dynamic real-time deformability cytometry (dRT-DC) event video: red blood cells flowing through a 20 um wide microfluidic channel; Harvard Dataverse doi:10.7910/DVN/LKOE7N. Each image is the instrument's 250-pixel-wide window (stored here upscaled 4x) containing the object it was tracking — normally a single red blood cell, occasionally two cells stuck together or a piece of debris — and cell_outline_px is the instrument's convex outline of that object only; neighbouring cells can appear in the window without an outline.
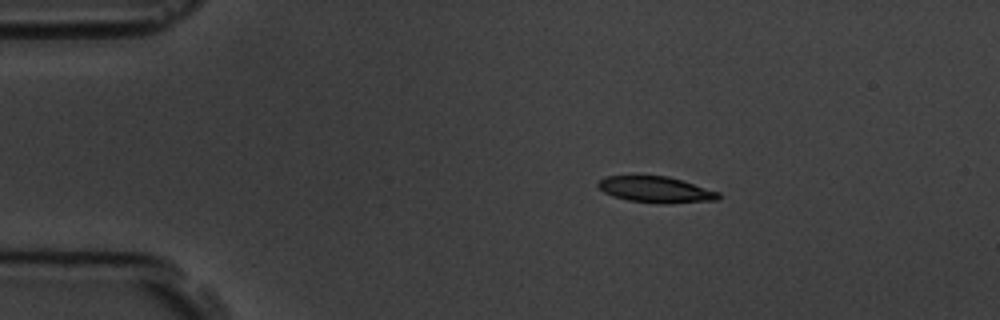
{"species": "common noctule bat (a hibernating species)", "species_latin": "Nyctalus noctula", "temperature_condition": "room temperature", "stored_images_in_passage": 14, "camera_frame_rate_fps": 3000, "um_per_image_px": 0.085, "animal": {"sex": "male", "body_mass_g": 19.5, "forearm_length_mm": 54.6}, "frame": {"image": 1, "passage_image": 2, "time_ms": 2.0, "image_size_px": [1000, 320], "cell_outline_px": [[720, 196], [716, 200], [664, 204], [660, 204], [628, 200], [604, 192], [596, 184], [604, 176], [668, 176], [720, 192]], "centroid_in_image_um": [55.75, 16.12], "position_along_channel_um": 29.2, "area_um2": 18.15}}
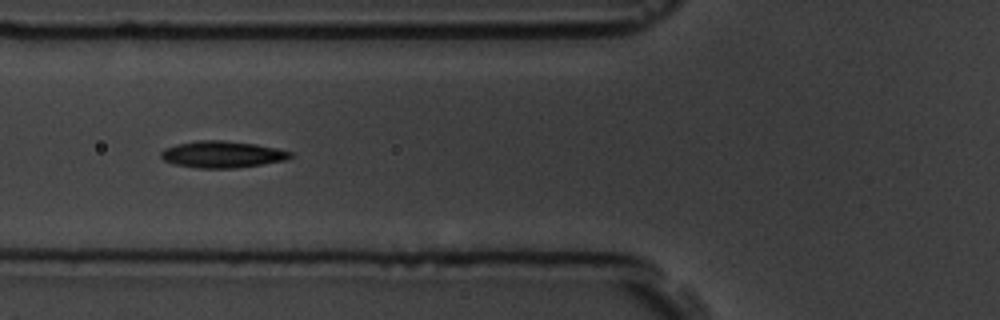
{"frame": {"image": 2, "passage_image": 5, "time_ms": 5.667, "image_size_px": [1000, 320], "cell_outline_px": [[292, 156], [284, 160], [236, 168], [200, 168], [172, 164], [164, 160], [160, 156], [160, 152], [164, 148], [176, 144], [196, 140], [220, 140], [256, 144], [276, 148], [292, 152]], "centroid_in_image_um": [18.83, 13.11], "position_along_channel_um": 107.0, "area_um2": 20.06}}
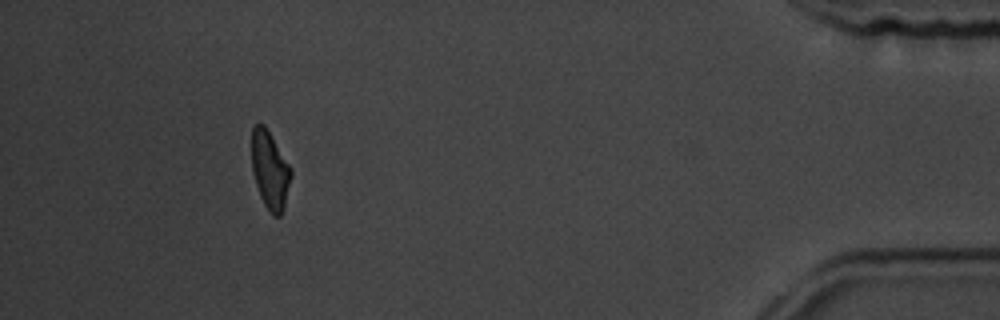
{"frame": {"image": 3, "passage_image": 13, "time_ms": 15.667, "image_size_px": [1000, 320], "cell_outline_px": [[292, 176], [284, 208], [280, 216], [272, 216], [264, 204], [260, 196], [252, 172], [252, 128], [256, 124], [264, 124], [292, 168]], "centroid_in_image_um": [22.96, 14.48], "position_along_channel_um": 412.2, "area_um2": 17.92}, "authors_computed_cell_mechanics": {"area_um2": 19.2474, "velocity_mm_per_s": 3.6691, "shape_relaxation_time_tau1_ms": 5.4354, "shape_relaxation_time_tau2_ms": 1.8345, "deformation_change_tau1": 0.128, "deformation_change_tau2": 0.072}}